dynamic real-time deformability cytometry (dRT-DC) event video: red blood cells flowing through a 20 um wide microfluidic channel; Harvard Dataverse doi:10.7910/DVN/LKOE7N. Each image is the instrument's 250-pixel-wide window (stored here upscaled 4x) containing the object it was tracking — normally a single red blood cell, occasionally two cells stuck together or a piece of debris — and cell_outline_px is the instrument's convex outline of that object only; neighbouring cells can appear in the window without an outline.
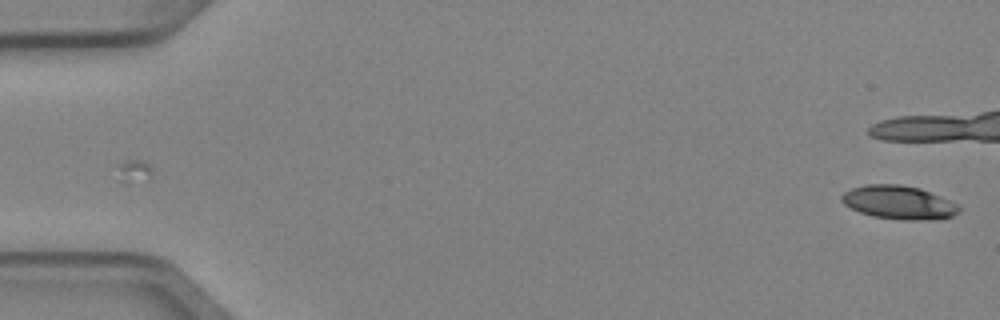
{"species": "Egyptian fruit bat (a non-hibernating species)", "species_latin": "Rousettus aegyptiacus", "temperature_condition": "cold", "stored_images_in_passage": 2, "camera_frame_rate_fps": 3000, "um_per_image_px": 0.085, "animal": {"sex": "female"}, "frame": {"image": 1, "passage_image": 2, "time_ms": 0.333, "image_size_px": [1000, 320], "cell_outline_px": [[960, 212], [952, 216], [932, 220], [904, 220], [872, 216], [860, 212], [844, 204], [840, 200], [840, 196], [844, 192], [852, 188], [868, 184], [900, 184], [920, 188], [960, 204]], "centroid_in_image_um": [76.42, 17.21], "position_along_channel_um": 8.6, "area_um2": 23.06}}